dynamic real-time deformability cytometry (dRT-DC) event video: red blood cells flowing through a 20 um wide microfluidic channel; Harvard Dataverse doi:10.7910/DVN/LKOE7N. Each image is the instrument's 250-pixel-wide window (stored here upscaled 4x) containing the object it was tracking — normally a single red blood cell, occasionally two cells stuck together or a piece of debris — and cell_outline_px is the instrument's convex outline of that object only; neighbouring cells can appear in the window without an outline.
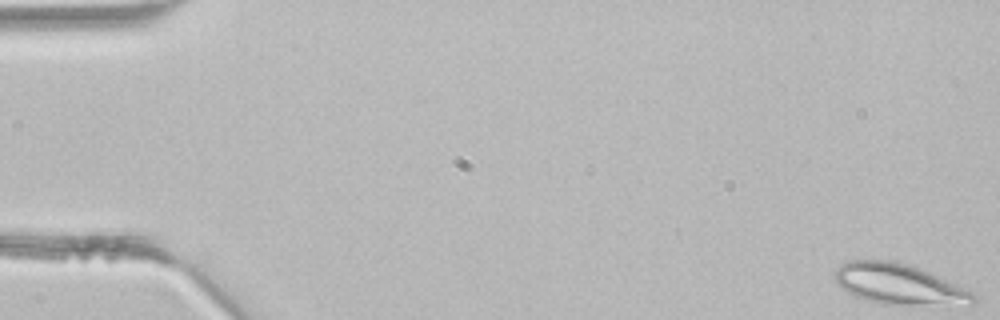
{"species": "common noctule bat (a hibernating species)", "species_latin": "Nyctalus noctula", "temperature_condition": "room temperature", "stored_images_in_passage": 45, "camera_frame_rate_fps": 3000, "um_per_image_px": 0.085, "animal": {"sex": "male", "body_mass_g": 21.5, "forearm_length_mm": 52.0}, "frame": {"image": 1, "passage_image": 1, "time_ms": 0.0, "image_size_px": [1000, 320], "cell_outline_px": [[976, 300], [972, 304], [884, 304], [868, 300], [856, 296], [840, 288], [836, 284], [836, 268], [840, 264], [848, 260], [888, 260], [904, 264], [916, 268], [972, 292], [976, 296]], "centroid_in_image_um": [76.32, 24.15], "position_along_channel_um": 8.7, "area_um2": 31.67}}
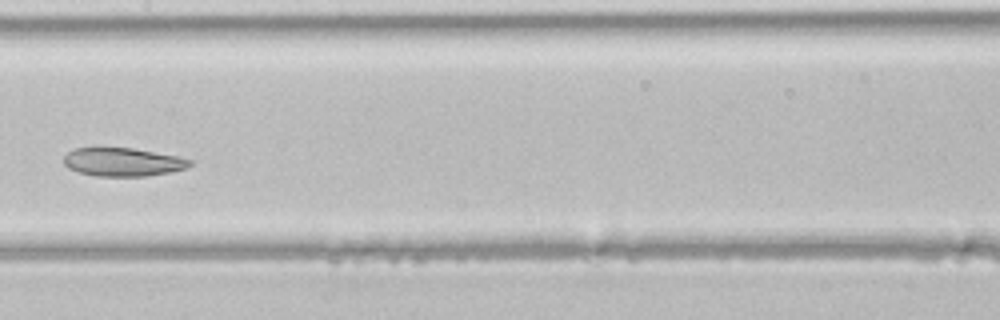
{"frame": {"image": 2, "passage_image": 23, "time_ms": 7.333, "image_size_px": [1000, 320], "cell_outline_px": [[192, 164], [188, 168], [168, 172], [144, 176], [96, 176], [80, 172], [68, 168], [64, 164], [64, 156], [68, 152], [76, 148], [96, 144], [132, 148], [176, 156], [192, 160]], "centroid_in_image_um": [10.37, 13.72], "position_along_channel_um": 197.0, "area_um2": 21.44}}
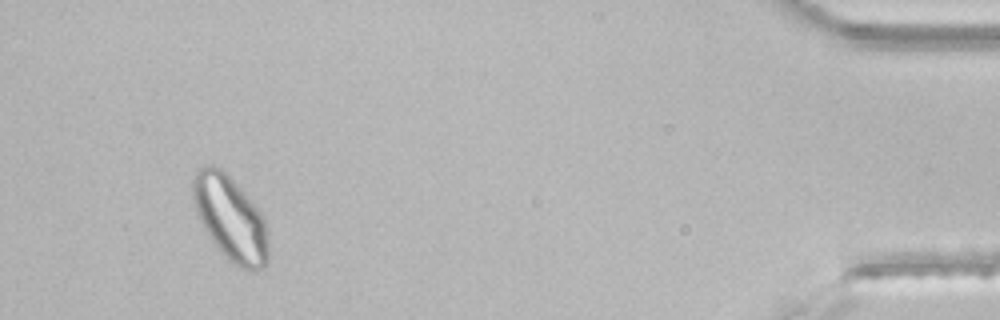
{"frame": {"image": 3, "passage_image": 42, "time_ms": 13.667, "image_size_px": [1000, 320], "cell_outline_px": [[268, 260], [256, 272], [252, 272], [240, 268], [228, 260], [224, 256], [212, 240], [204, 228], [196, 212], [192, 196], [192, 180], [196, 172], [200, 168], [212, 164], [220, 168], [244, 192], [264, 216], [268, 240]], "centroid_in_image_um": [19.58, 18.58], "position_along_channel_um": 415.6, "area_um2": 37.05}}